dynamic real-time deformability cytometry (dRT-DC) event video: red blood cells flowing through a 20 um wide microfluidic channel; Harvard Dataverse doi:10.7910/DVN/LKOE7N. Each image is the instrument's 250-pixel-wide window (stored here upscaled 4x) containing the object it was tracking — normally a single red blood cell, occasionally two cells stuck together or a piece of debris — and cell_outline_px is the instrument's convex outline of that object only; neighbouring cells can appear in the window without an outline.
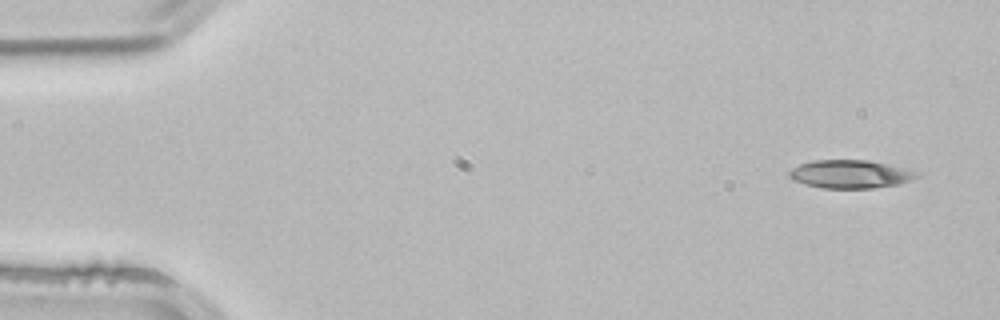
{"species": "common noctule bat (a hibernating species)", "species_latin": "Nyctalus noctula", "temperature_condition": "room temperature", "stored_images_in_passage": 3, "camera_frame_rate_fps": 3000, "um_per_image_px": 0.085, "animal": {"sex": "male", "body_mass_g": 21.5, "forearm_length_mm": 52.0}, "frame": {"image": 1, "passage_image": 1, "time_ms": 0.0, "image_size_px": [1000, 320], "cell_outline_px": [[920, 176], [912, 180], [900, 184], [872, 188], [820, 188], [804, 184], [792, 180], [788, 176], [788, 172], [792, 168], [800, 164], [812, 160], [868, 160], [884, 164], [912, 172]], "centroid_in_image_um": [72.17, 14.81], "position_along_channel_um": 12.8, "area_um2": 20.69}}
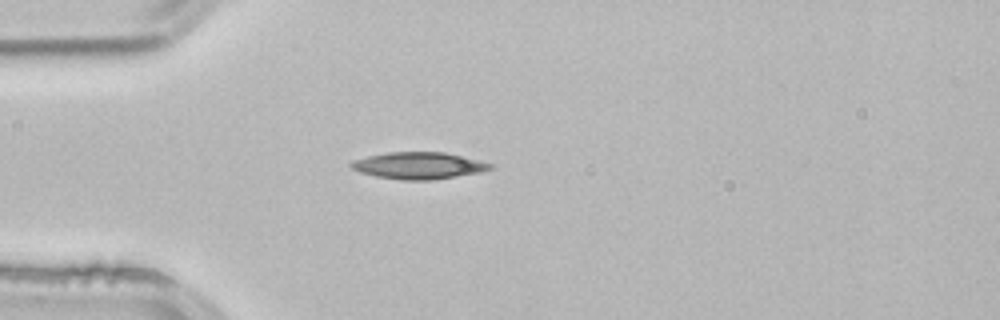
{"frame": {"image": 2, "passage_image": 3, "time_ms": 0.667, "image_size_px": [1000, 320], "cell_outline_px": [[496, 168], [480, 172], [432, 180], [400, 180], [376, 176], [360, 172], [352, 168], [348, 164], [356, 160], [368, 156], [388, 152], [444, 152], [464, 156], [492, 164]], "centroid_in_image_um": [35.62, 14.07], "position_along_channel_um": 49.4, "area_um2": 21.68}}